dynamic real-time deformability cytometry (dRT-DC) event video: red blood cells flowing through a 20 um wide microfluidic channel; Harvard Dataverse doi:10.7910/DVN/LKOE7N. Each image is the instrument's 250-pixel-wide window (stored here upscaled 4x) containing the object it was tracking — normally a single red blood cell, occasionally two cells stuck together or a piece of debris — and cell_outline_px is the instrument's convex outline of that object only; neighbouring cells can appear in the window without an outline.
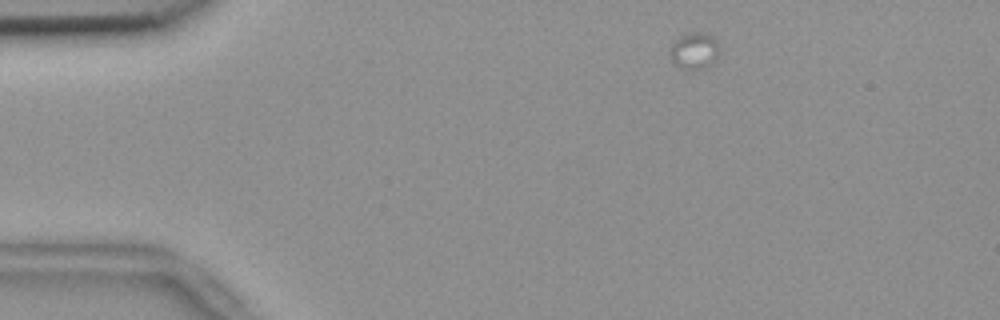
{"species": "common noctule bat (a hibernating species)", "species_latin": "Nyctalus noctula", "temperature_condition": "room temperature", "stored_images_in_passage": 15, "camera_frame_rate_fps": 3000, "um_per_image_px": 0.085, "animal": {"sex": "female", "body_mass_g": 18.4}, "frame": {"image": 1, "passage_image": 1, "time_ms": 0.0, "image_size_px": [1000, 320], "cell_outline_px": [[720, 52], [716, 64], [704, 68], [684, 68], [676, 64], [668, 56], [668, 52], [672, 44], [684, 32], [708, 32], [716, 40]], "centroid_in_image_um": [59.06, 4.29], "position_along_channel_um": 25.9, "area_um2": 10.87}}